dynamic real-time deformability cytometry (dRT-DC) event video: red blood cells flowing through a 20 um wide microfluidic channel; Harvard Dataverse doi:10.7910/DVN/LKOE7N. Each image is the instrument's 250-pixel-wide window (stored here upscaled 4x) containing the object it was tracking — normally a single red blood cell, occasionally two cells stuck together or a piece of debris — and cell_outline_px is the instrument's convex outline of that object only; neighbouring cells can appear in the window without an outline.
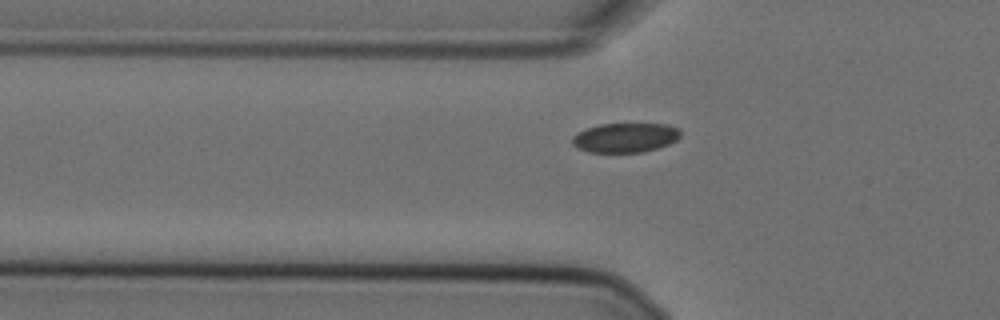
{"species": "Egyptian fruit bat (a non-hibernating species)", "species_latin": "Rousettus aegyptiacus", "temperature_condition": "cold", "stored_images_in_passage": 43, "camera_frame_rate_fps": 3000, "um_per_image_px": 0.085, "animal": {"sex": "female"}, "frame": {"image": 1, "passage_image": 11, "time_ms": 3.333, "image_size_px": [1000, 320], "cell_outline_px": [[680, 136], [676, 140], [668, 144], [644, 152], [588, 152], [572, 144], [572, 136], [588, 128], [600, 124], [668, 124], [680, 128]], "centroid_in_image_um": [53.17, 11.69], "position_along_channel_um": 72.6, "area_um2": 18.44}}
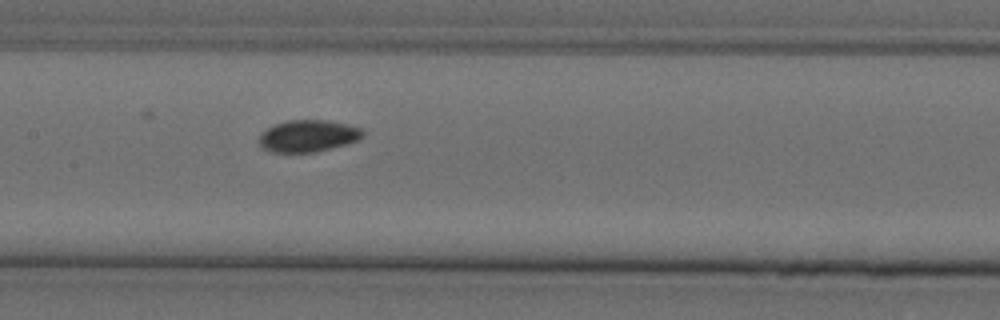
{"frame": {"image": 2, "passage_image": 20, "time_ms": 6.333, "image_size_px": [1000, 320], "cell_outline_px": [[364, 136], [360, 140], [348, 144], [312, 152], [268, 152], [260, 148], [260, 132], [276, 124], [288, 120], [324, 120], [344, 124], [360, 128], [364, 132]], "centroid_in_image_um": [26.17, 11.56], "position_along_channel_um": 181.2, "area_um2": 19.25}}
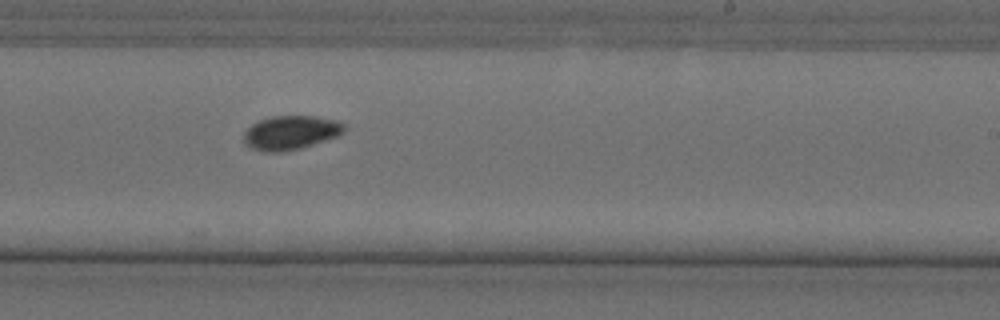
{"frame": {"image": 3, "passage_image": 27, "time_ms": 8.667, "image_size_px": [1000, 320], "cell_outline_px": [[348, 128], [344, 132], [336, 136], [300, 148], [280, 152], [264, 152], [252, 148], [244, 144], [244, 132], [252, 124], [260, 120], [272, 116], [316, 116], [336, 120], [344, 124]], "centroid_in_image_um": [24.7, 11.27], "position_along_channel_um": 264.3, "area_um2": 19.83}}